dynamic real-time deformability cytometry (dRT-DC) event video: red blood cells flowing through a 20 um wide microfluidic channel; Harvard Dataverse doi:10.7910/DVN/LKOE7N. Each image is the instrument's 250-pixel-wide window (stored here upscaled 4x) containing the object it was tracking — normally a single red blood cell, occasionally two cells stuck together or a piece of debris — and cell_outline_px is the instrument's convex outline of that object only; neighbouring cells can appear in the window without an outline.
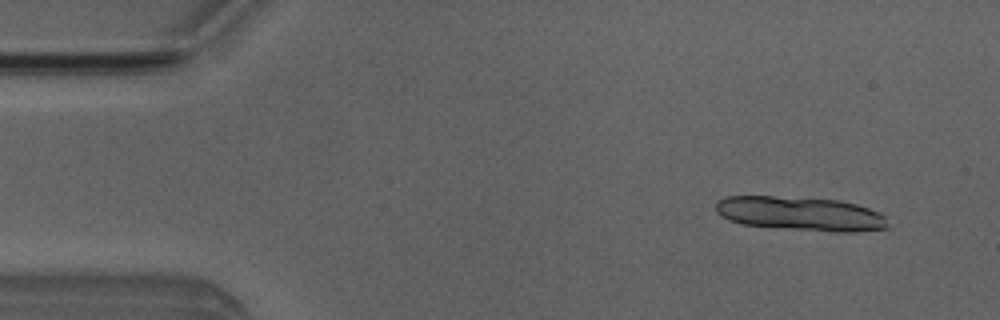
{"species": "Egyptian fruit bat (a non-hibernating species)", "species_latin": "Rousettus aegyptiacus", "temperature_condition": "room temperature", "stored_images_in_passage": 5, "camera_frame_rate_fps": 3000, "um_per_image_px": 0.085, "animal": {"sex": "male"}, "frame": {"image": 1, "passage_image": 1, "time_ms": 0.0, "image_size_px": [1000, 320], "cell_outline_px": [[892, 228], [856, 232], [836, 232], [740, 224], [728, 220], [720, 216], [716, 212], [716, 200], [728, 196], [772, 196], [840, 200], [856, 204], [880, 212], [884, 216]], "centroid_in_image_um": [68.06, 18.17], "position_along_channel_um": 16.9, "area_um2": 34.33}}